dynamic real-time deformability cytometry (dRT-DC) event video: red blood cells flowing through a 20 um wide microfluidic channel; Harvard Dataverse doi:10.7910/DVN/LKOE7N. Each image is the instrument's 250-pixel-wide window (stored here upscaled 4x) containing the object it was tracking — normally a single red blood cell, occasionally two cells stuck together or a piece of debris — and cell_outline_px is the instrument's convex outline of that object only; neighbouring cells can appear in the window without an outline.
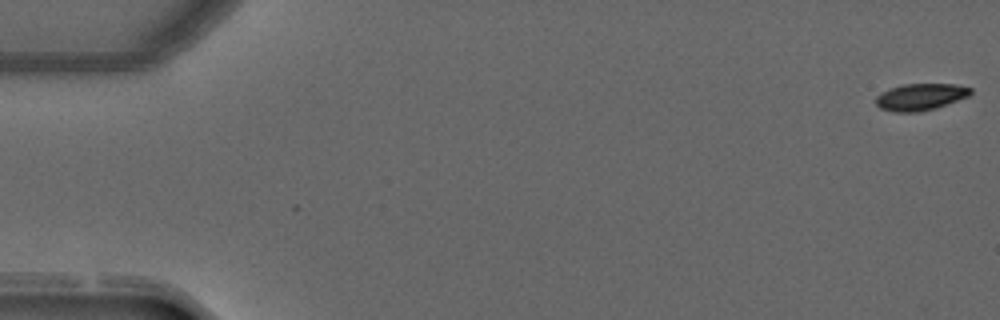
{"species": "common noctule bat (a hibernating species)", "species_latin": "Nyctalus noctula", "temperature_condition": "warm", "stored_images_in_passage": 52, "camera_frame_rate_fps": 3000, "um_per_image_px": 0.085, "animal": {"sex": "male", "forearm_length_mm": 52.5}, "frame": {"image": 1, "passage_image": 1, "time_ms": 0.0, "image_size_px": [1000, 320], "cell_outline_px": [[972, 92], [968, 96], [936, 108], [920, 112], [892, 112], [880, 108], [876, 104], [876, 96], [880, 92], [888, 88], [900, 84], [956, 84], [972, 88]], "centroid_in_image_um": [78.2, 8.23], "position_along_channel_um": 6.8, "area_um2": 14.97}}
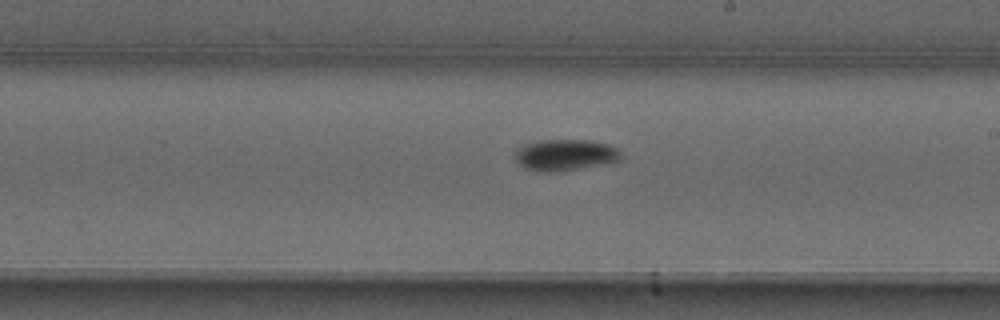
{"frame": {"image": 2, "passage_image": 30, "time_ms": 9.667, "image_size_px": [1000, 320], "cell_outline_px": [[624, 156], [620, 160], [604, 164], [560, 172], [540, 172], [524, 168], [516, 160], [516, 148], [524, 144], [536, 140], [592, 140], [608, 144], [616, 148]], "centroid_in_image_um": [48.04, 13.17], "position_along_channel_um": 241.0, "area_um2": 19.65}}
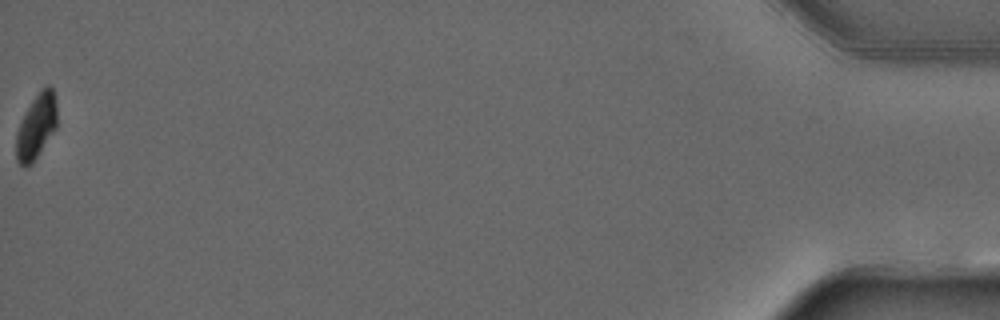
{"frame": {"image": 3, "passage_image": 52, "time_ms": 17.0, "image_size_px": [1000, 320], "cell_outline_px": [[56, 128], [32, 164], [28, 168], [24, 168], [16, 160], [16, 132], [20, 120], [24, 112], [40, 88], [48, 84], [52, 88], [56, 96]], "centroid_in_image_um": [3.07, 10.74], "position_along_channel_um": 432.1, "area_um2": 15.78}, "authors_computed_cell_mechanics": {"area_um2": 17.1088, "velocity_mm_per_s": 4.0167, "shape_relaxation_time_tau1_ms": 3.7228, "shape_relaxation_time_tau2_ms": null, "deformation_change_tau1": 0.1309, "deformation_change_tau2": null}}